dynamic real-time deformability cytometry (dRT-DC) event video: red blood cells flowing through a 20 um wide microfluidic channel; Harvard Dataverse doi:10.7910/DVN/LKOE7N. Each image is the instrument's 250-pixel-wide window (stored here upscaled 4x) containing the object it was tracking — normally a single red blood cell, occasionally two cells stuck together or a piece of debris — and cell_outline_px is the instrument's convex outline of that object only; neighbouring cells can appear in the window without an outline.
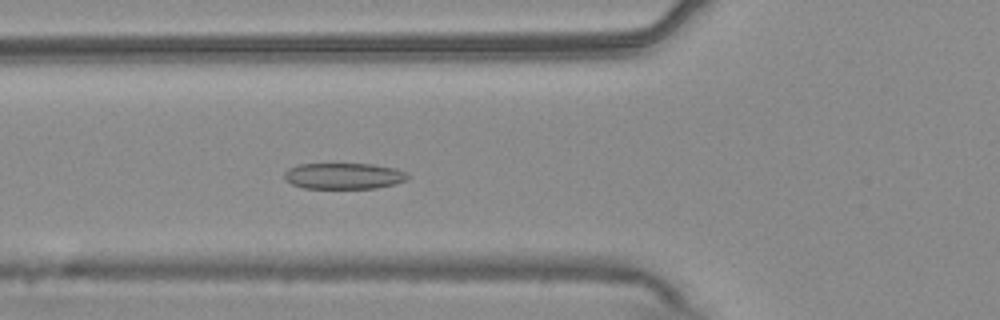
{"species": "common noctule bat (a hibernating species)", "species_latin": "Nyctalus noctula", "temperature_condition": "warm", "stored_images_in_passage": 41, "camera_frame_rate_fps": 3000, "um_per_image_px": 0.085, "animal": {"sex": "male", "body_mass_g": 20.4}, "frame": {"image": 1, "passage_image": 7, "time_ms": 2.0, "image_size_px": [1000, 320], "cell_outline_px": [[412, 176], [408, 180], [376, 188], [304, 188], [292, 184], [284, 180], [284, 172], [288, 168], [300, 164], [372, 164], [396, 168], [408, 172]], "centroid_in_image_um": [29.25, 14.95], "position_along_channel_um": 96.5, "area_um2": 18.96}}
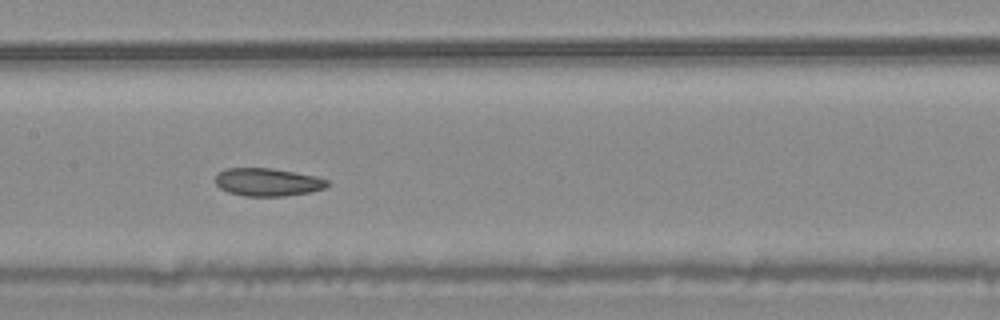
{"frame": {"image": 2, "passage_image": 14, "time_ms": 4.333, "image_size_px": [1000, 320], "cell_outline_px": [[328, 184], [324, 188], [308, 192], [284, 196], [244, 196], [228, 192], [220, 188], [216, 184], [216, 172], [224, 168], [272, 168], [316, 176], [328, 180]], "centroid_in_image_um": [22.7, 15.47], "position_along_channel_um": 184.7, "area_um2": 18.21}}
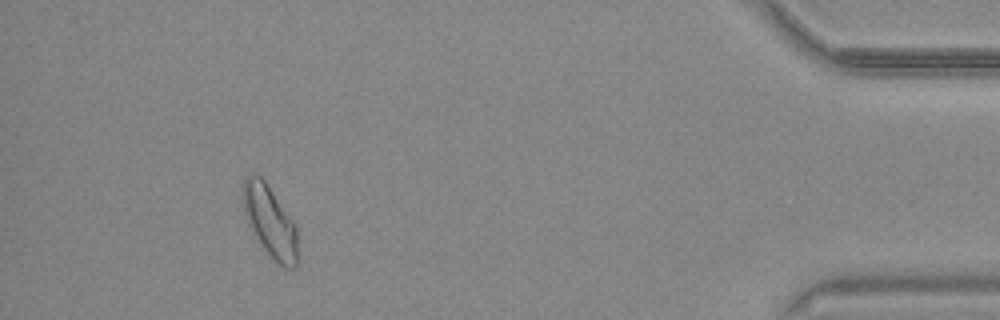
{"frame": {"image": 3, "passage_image": 37, "time_ms": 12.0, "image_size_px": [1000, 320], "cell_outline_px": [[296, 264], [292, 268], [284, 268], [260, 244], [252, 232], [244, 208], [244, 180], [248, 176], [260, 176], [264, 180], [296, 224]], "centroid_in_image_um": [22.97, 18.83], "position_along_channel_um": 412.2, "area_um2": 21.79}, "authors_computed_cell_mechanics": {"area_um2": 19.1318, "velocity_mm_per_s": 3.7553, "shape_relaxation_time_tau1_ms": 7.9846, "shape_relaxation_time_tau2_ms": 2.97, "deformation_change_tau1": 0.1485, "deformation_change_tau2": 0.0832}}